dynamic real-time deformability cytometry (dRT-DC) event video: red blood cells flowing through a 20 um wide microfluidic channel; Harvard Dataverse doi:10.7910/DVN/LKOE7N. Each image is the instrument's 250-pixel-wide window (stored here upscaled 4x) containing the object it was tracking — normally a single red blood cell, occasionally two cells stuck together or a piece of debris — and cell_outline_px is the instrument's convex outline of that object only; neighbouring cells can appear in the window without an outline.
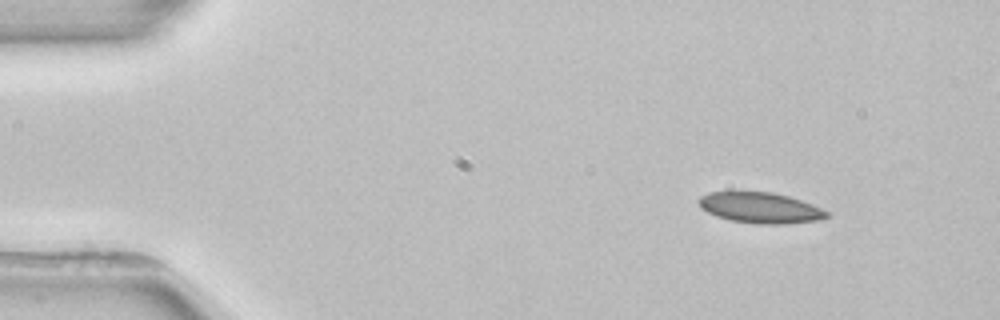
{"species": "common noctule bat (a hibernating species)", "species_latin": "Nyctalus noctula", "temperature_condition": "room temperature", "stored_images_in_passage": 4, "segment_of_instrument_passage": [1, 2], "camera_frame_rate_fps": 3000, "um_per_image_px": 0.085, "animal": {"sex": "female", "body_mass_g": 22.7, "forearm_length_mm": 54.2}, "frame": {"image": 1, "passage_image": 1, "time_ms": 0.0, "image_size_px": [1000, 320], "cell_outline_px": [[828, 216], [820, 220], [784, 224], [756, 224], [728, 220], [716, 216], [700, 208], [696, 200], [700, 196], [708, 192], [772, 192], [788, 196], [812, 204], [828, 212]], "centroid_in_image_um": [64.58, 17.67], "position_along_channel_um": 20.4, "area_um2": 23.0}}